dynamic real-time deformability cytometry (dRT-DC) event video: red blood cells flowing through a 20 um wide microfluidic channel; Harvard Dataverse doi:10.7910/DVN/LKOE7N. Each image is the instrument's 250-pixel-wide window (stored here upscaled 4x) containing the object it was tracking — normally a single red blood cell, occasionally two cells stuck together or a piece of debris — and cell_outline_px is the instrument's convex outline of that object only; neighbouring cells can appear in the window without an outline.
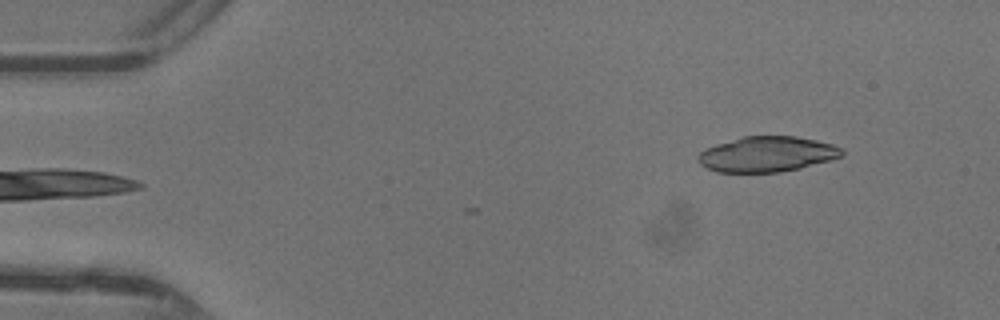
{"species": "common noctule bat (a hibernating species)", "species_latin": "Nyctalus noctula", "temperature_condition": "warm", "stored_images_in_passage": 4, "camera_frame_rate_fps": 3000, "um_per_image_px": 0.085, "animal": {"sex": "female"}, "frame": {"image": 1, "passage_image": 1, "time_ms": 0.0, "image_size_px": [1000, 320], "cell_outline_px": [[844, 152], [840, 156], [832, 160], [800, 168], [780, 172], [716, 172], [700, 164], [696, 160], [696, 156], [704, 148], [716, 144], [744, 136], [796, 136], [816, 140], [832, 144], [840, 148]], "centroid_in_image_um": [65.16, 13.11], "position_along_channel_um": 19.8, "area_um2": 29.71}}